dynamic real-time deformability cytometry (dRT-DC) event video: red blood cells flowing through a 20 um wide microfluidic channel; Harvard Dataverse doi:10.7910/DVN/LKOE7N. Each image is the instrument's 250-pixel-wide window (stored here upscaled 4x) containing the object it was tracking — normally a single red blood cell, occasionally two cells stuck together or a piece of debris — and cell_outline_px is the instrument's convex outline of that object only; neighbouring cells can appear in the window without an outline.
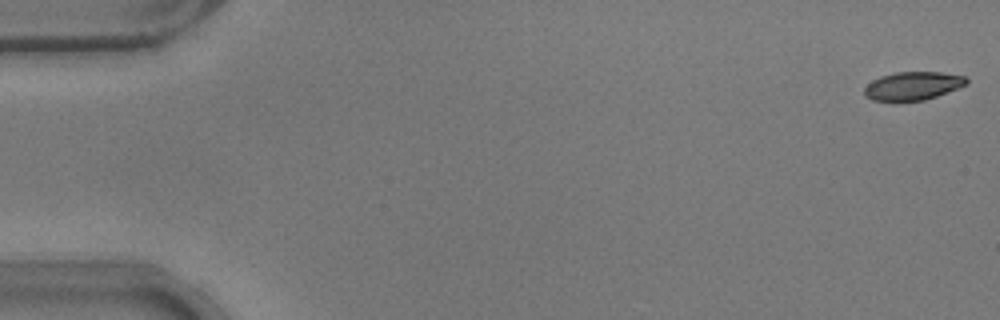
{"species": "common noctule bat (a hibernating species)", "species_latin": "Nyctalus noctula", "temperature_condition": "warm", "stored_images_in_passage": 52, "camera_frame_rate_fps": 3000, "um_per_image_px": 0.085, "animal": {"sex": "male", "body_mass_g": 17.9}, "frame": {"image": 1, "passage_image": 1, "time_ms": 0.0, "image_size_px": [1000, 320], "cell_outline_px": [[968, 84], [936, 96], [924, 100], [872, 100], [864, 96], [864, 88], [872, 80], [880, 76], [896, 72], [940, 72], [964, 76], [968, 80]], "centroid_in_image_um": [77.58, 7.29], "position_along_channel_um": 7.4, "area_um2": 16.65}}
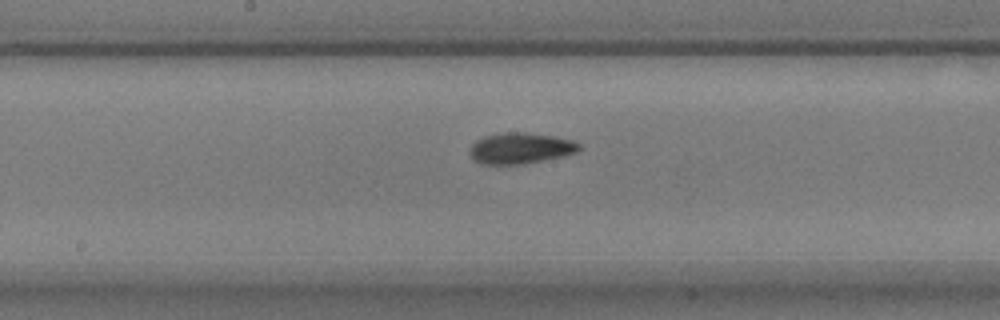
{"frame": {"image": 2, "passage_image": 28, "time_ms": 9.0, "image_size_px": [1000, 320], "cell_outline_px": [[580, 148], [576, 152], [564, 156], [524, 164], [480, 164], [472, 160], [468, 152], [472, 144], [476, 140], [484, 136], [504, 132], [524, 132], [556, 136], [572, 140], [580, 144]], "centroid_in_image_um": [44.21, 12.6], "position_along_channel_um": 204.0, "area_um2": 20.0}}
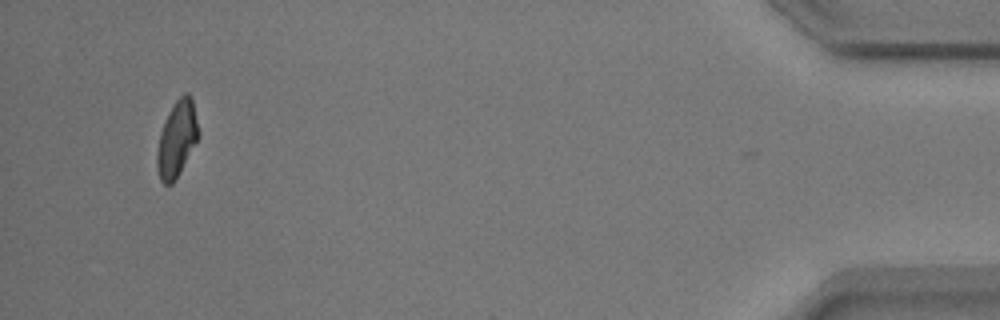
{"frame": {"image": 3, "passage_image": 51, "time_ms": 16.667, "image_size_px": [1000, 320], "cell_outline_px": [[200, 136], [180, 172], [172, 184], [164, 184], [160, 180], [156, 164], [156, 152], [160, 132], [176, 100], [184, 92], [188, 92], [192, 96], [200, 132]], "centroid_in_image_um": [15.06, 11.8], "position_along_channel_um": 420.1, "area_um2": 18.38}, "authors_computed_cell_mechanics": {"area_um2": 18.7272, "velocity_mm_per_s": 3.7977, "shape_relaxation_time_tau1_ms": 4.3256, "shape_relaxation_time_tau2_ms": 4.6307, "deformation_change_tau1": 0.1328, "deformation_change_tau2": 0.1046}}